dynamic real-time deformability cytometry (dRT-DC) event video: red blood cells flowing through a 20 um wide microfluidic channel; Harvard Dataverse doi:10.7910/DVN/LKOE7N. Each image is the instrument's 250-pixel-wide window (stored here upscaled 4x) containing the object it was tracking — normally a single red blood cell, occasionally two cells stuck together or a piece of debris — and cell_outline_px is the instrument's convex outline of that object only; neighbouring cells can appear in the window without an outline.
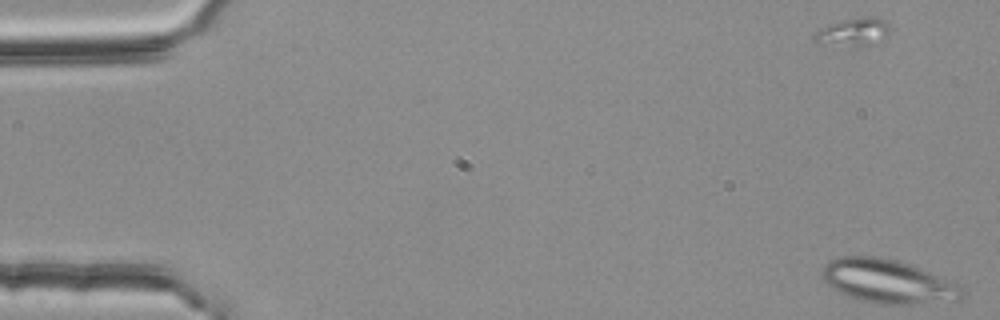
{"species": "common noctule bat (a hibernating species)", "species_latin": "Nyctalus noctula", "temperature_condition": "room temperature", "stored_images_in_passage": 2, "camera_frame_rate_fps": 3000, "um_per_image_px": 0.085, "animal": {"sex": "female", "body_mass_g": 25.1}, "frame": {"image": 1, "passage_image": 2, "time_ms": 0.333, "image_size_px": [1000, 320], "cell_outline_px": [[968, 292], [960, 300], [904, 304], [880, 304], [860, 300], [848, 296], [832, 288], [824, 280], [824, 264], [828, 260], [840, 256], [876, 256], [896, 260], [908, 264], [964, 284]], "centroid_in_image_um": [75.56, 23.92], "position_along_channel_um": 9.4, "area_um2": 35.95}}